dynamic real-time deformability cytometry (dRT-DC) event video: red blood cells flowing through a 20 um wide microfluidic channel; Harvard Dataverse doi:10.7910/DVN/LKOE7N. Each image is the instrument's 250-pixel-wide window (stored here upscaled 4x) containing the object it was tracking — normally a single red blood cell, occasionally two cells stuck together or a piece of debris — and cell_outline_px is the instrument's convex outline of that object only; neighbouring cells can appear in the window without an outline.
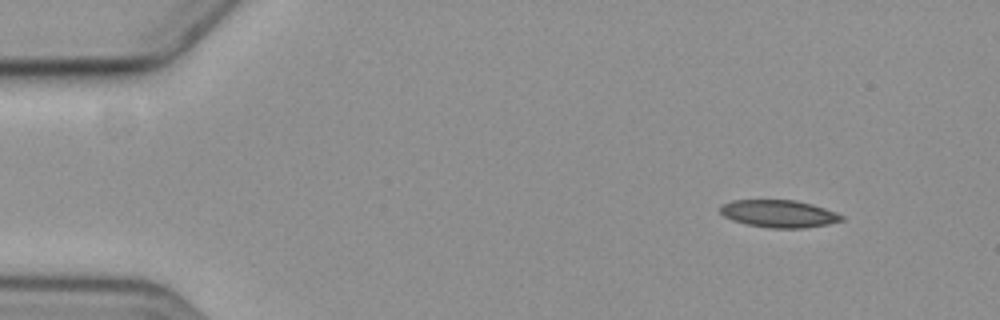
{"species": "common noctule bat (a hibernating species)", "species_latin": "Nyctalus noctula", "temperature_condition": "cold", "stored_images_in_passage": 4, "camera_frame_rate_fps": 3000, "um_per_image_px": 0.085, "animal": {"sex": "female", "body_mass_g": 19.3, "forearm_length_mm": 54.1}, "frame": {"image": 1, "passage_image": 1, "time_ms": 0.0, "image_size_px": [1000, 320], "cell_outline_px": [[844, 220], [828, 224], [804, 228], [768, 228], [748, 224], [732, 220], [724, 216], [720, 212], [720, 204], [732, 200], [796, 200], [812, 204], [836, 212], [844, 216]], "centroid_in_image_um": [66.2, 18.16], "position_along_channel_um": 18.8, "area_um2": 19.48}}
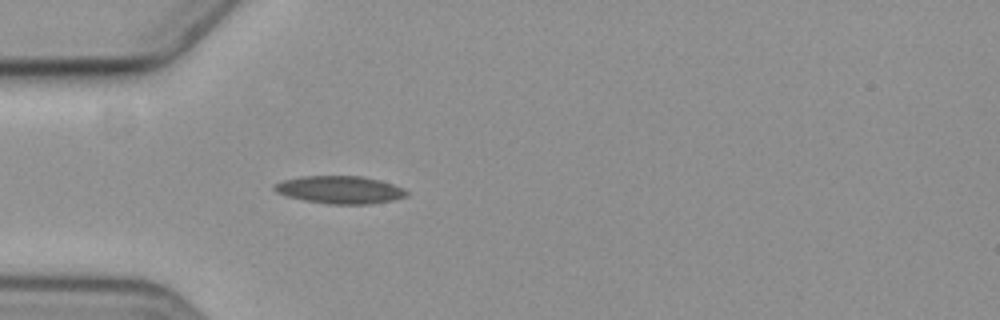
{"frame": {"image": 2, "passage_image": 4, "time_ms": 3.667, "image_size_px": [1000, 320], "cell_outline_px": [[408, 196], [392, 200], [372, 204], [328, 204], [304, 200], [288, 196], [276, 192], [272, 188], [276, 184], [284, 180], [300, 176], [364, 176], [380, 180], [404, 188], [408, 192]], "centroid_in_image_um": [28.92, 16.13], "position_along_channel_um": 56.1, "area_um2": 21.33}}